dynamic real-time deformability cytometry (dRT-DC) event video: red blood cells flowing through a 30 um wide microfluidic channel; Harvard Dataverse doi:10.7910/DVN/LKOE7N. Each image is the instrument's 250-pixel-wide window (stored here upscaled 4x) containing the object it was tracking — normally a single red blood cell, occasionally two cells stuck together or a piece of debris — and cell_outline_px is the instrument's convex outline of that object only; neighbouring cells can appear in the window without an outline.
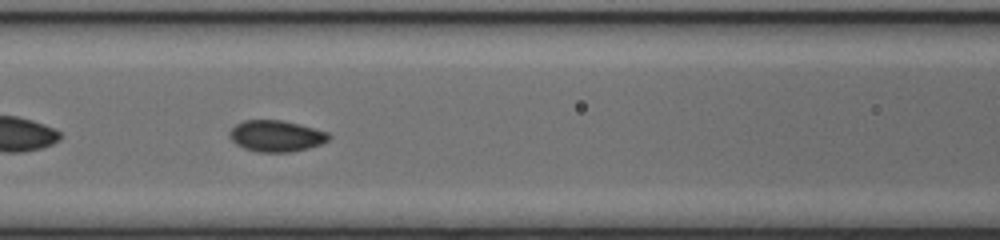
{"species": "common noctule bat (a hibernating species)", "species_latin": "Nyctalus noctula", "temperature_condition": "cold", "stored_images_in_passage": 48, "segment_of_instrument_passage": [2, 2], "camera_frame_rate_fps": 3000, "um_per_image_px": 0.085, "animal": {"sex": "female", "body_mass_g": 17.0, "forearm_length_mm": 48.0}, "frame": {"image": 1, "passage_image": 21, "time_ms": 6.667, "image_size_px": [1000, 240], "cell_outline_px": [[332, 136], [328, 140], [320, 144], [308, 148], [292, 152], [256, 152], [244, 148], [236, 144], [228, 136], [228, 132], [236, 124], [244, 120], [280, 120], [328, 132]], "centroid_in_image_um": [23.44, 11.57], "position_along_channel_um": 143.2, "area_um2": 18.03}}
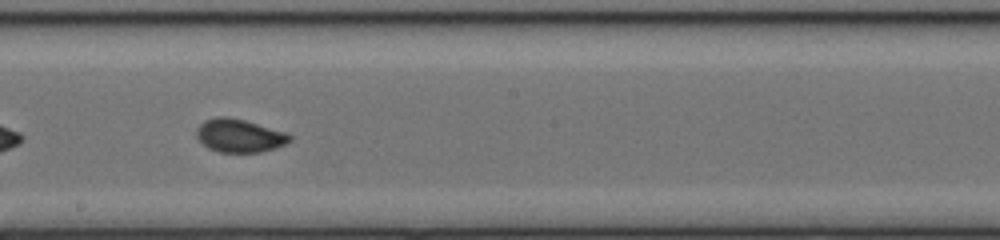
{"frame": {"image": 2, "passage_image": 27, "time_ms": 8.667, "image_size_px": [1000, 240], "cell_outline_px": [[292, 140], [276, 148], [260, 152], [220, 152], [208, 148], [196, 136], [196, 128], [200, 124], [216, 116], [228, 116], [244, 120], [284, 132], [292, 136]], "centroid_in_image_um": [20.34, 11.53], "position_along_channel_um": 227.9, "area_um2": 17.86}}
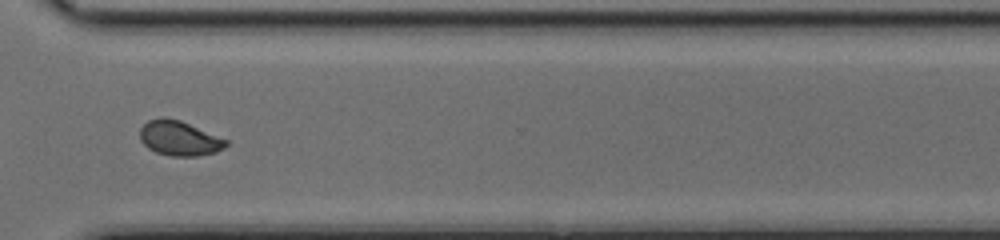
{"frame": {"image": 3, "passage_image": 36, "time_ms": 11.667, "image_size_px": [1000, 240], "cell_outline_px": [[228, 144], [224, 148], [216, 152], [196, 156], [172, 156], [156, 152], [148, 148], [140, 140], [140, 128], [148, 120], [160, 116], [164, 116], [180, 120], [228, 140]], "centroid_in_image_um": [15.22, 11.74], "position_along_channel_um": 355.4, "area_um2": 17.51}}